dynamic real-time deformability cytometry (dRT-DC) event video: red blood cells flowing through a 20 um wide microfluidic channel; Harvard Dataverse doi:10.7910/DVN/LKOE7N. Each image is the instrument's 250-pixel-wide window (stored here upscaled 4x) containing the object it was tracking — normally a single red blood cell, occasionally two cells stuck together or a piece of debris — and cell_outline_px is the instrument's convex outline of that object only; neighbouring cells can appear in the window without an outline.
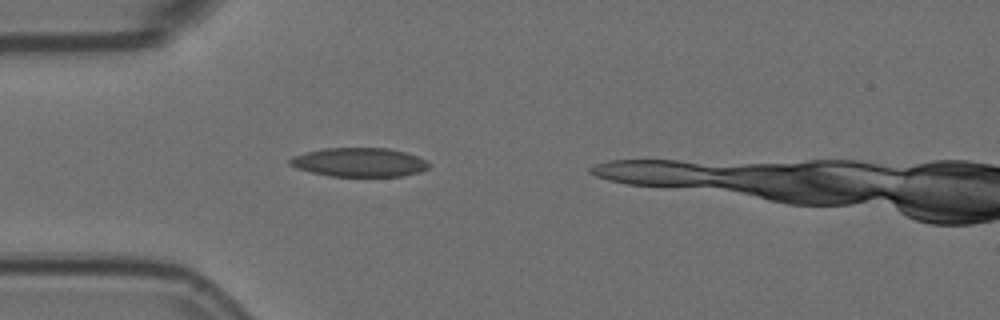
{"species": "Egyptian fruit bat (a non-hibernating species)", "species_latin": "Rousettus aegyptiacus", "temperature_condition": "room temperature", "stored_images_in_passage": 1, "camera_frame_rate_fps": 3000, "um_per_image_px": 0.085, "animal": {"sex": "female"}, "frame": {"image": 1, "passage_image": 1, "time_ms": 0.0, "image_size_px": [1000, 320], "cell_outline_px": [[432, 164], [428, 168], [420, 172], [400, 176], [328, 176], [296, 168], [288, 164], [288, 160], [292, 156], [324, 148], [388, 148], [404, 152], [428, 160]], "centroid_in_image_um": [30.55, 13.79], "position_along_channel_um": 54.4, "area_um2": 23.47}}